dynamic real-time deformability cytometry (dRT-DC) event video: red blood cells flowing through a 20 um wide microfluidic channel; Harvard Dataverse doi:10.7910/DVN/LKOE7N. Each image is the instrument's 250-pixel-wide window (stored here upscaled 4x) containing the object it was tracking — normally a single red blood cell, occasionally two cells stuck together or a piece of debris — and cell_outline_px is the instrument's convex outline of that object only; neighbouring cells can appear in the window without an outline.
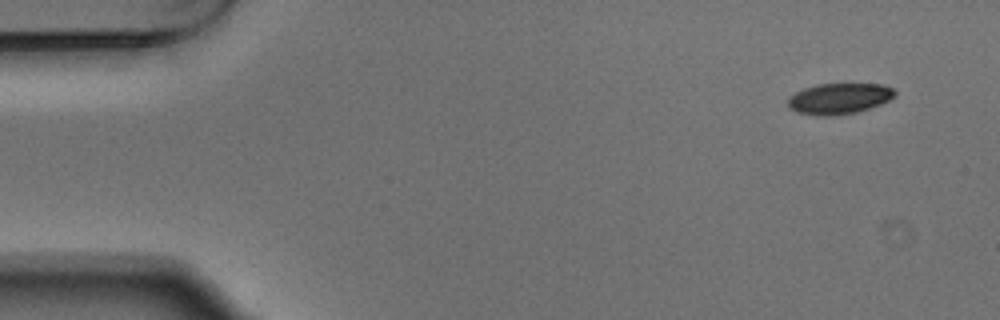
{"species": "Egyptian fruit bat (a non-hibernating species)", "species_latin": "Rousettus aegyptiacus", "temperature_condition": "warm", "stored_images_in_passage": 4, "camera_frame_rate_fps": 3000, "um_per_image_px": 0.085, "animal": {"sex": "male"}, "frame": {"image": 1, "passage_image": 1, "time_ms": 0.0, "image_size_px": [1000, 320], "cell_outline_px": [[896, 96], [880, 104], [856, 112], [832, 116], [820, 116], [796, 112], [788, 108], [788, 96], [804, 88], [816, 84], [884, 84], [892, 88], [896, 92]], "centroid_in_image_um": [71.3, 8.38], "position_along_channel_um": 13.7, "area_um2": 19.31}}